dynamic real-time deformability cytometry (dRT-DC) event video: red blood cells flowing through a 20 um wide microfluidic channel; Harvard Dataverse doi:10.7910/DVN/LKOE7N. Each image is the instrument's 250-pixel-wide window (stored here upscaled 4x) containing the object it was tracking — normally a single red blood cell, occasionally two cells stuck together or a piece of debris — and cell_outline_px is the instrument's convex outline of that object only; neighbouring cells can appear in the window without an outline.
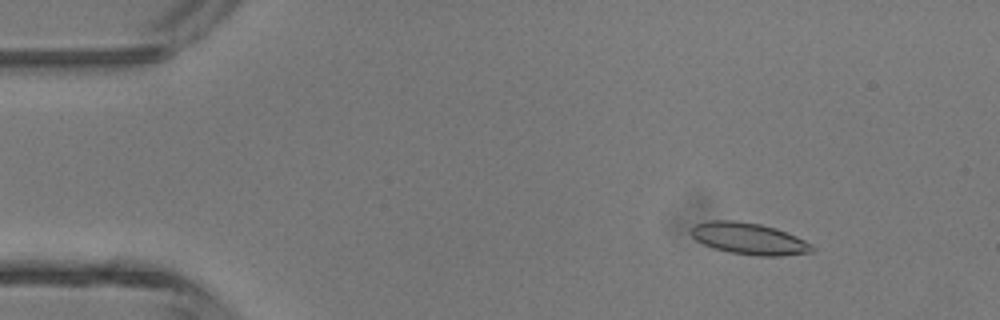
{"species": "common noctule bat (a hibernating species)", "species_latin": "Nyctalus noctula", "temperature_condition": "room temperature", "stored_images_in_passage": 46, "camera_frame_rate_fps": 3000, "um_per_image_px": 0.085, "animal": {"sex": "male", "body_mass_g": 13.3}, "frame": {"image": 1, "passage_image": 6, "time_ms": 1.667, "image_size_px": [1000, 320], "cell_outline_px": [[816, 248], [812, 252], [780, 256], [756, 256], [728, 252], [704, 244], [696, 240], [692, 236], [692, 228], [696, 224], [708, 220], [736, 220], [760, 224], [776, 228], [796, 236], [812, 244]], "centroid_in_image_um": [63.69, 20.28], "position_along_channel_um": 21.3, "area_um2": 22.31}}
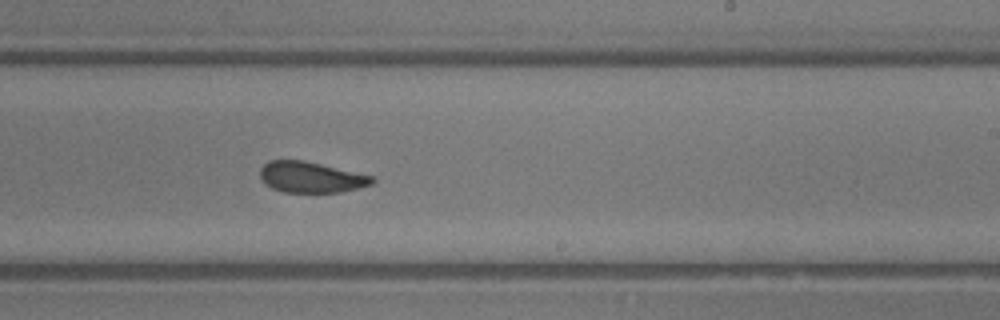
{"frame": {"image": 2, "passage_image": 28, "time_ms": 9.0, "image_size_px": [1000, 320], "cell_outline_px": [[376, 180], [372, 184], [340, 192], [284, 192], [272, 188], [264, 184], [260, 176], [260, 168], [268, 160], [304, 160], [372, 176]], "centroid_in_image_um": [26.39, 15.06], "position_along_channel_um": 262.6, "area_um2": 20.06}}
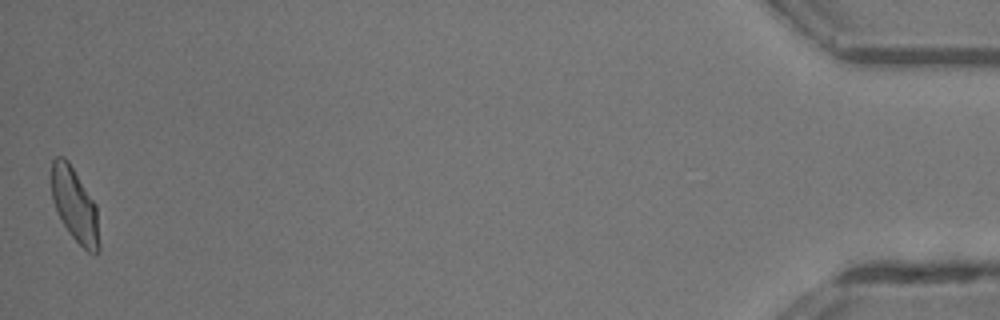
{"frame": {"image": 3, "passage_image": 46, "time_ms": 15.0, "image_size_px": [1000, 320], "cell_outline_px": [[100, 252], [88, 252], [68, 232], [52, 200], [48, 176], [52, 160], [56, 156], [64, 156], [68, 160], [96, 204], [100, 244]], "centroid_in_image_um": [6.32, 17.36], "position_along_channel_um": 428.9, "area_um2": 20.92}, "authors_computed_cell_mechanics": {"area_um2": 21.2415, "velocity_mm_per_s": 4.4389, "shape_relaxation_time_tau1_ms": 4.2548, "shape_relaxation_time_tau2_ms": 1.476, "deformation_change_tau1": 0.1253, "deformation_change_tau2": 0.0729}}